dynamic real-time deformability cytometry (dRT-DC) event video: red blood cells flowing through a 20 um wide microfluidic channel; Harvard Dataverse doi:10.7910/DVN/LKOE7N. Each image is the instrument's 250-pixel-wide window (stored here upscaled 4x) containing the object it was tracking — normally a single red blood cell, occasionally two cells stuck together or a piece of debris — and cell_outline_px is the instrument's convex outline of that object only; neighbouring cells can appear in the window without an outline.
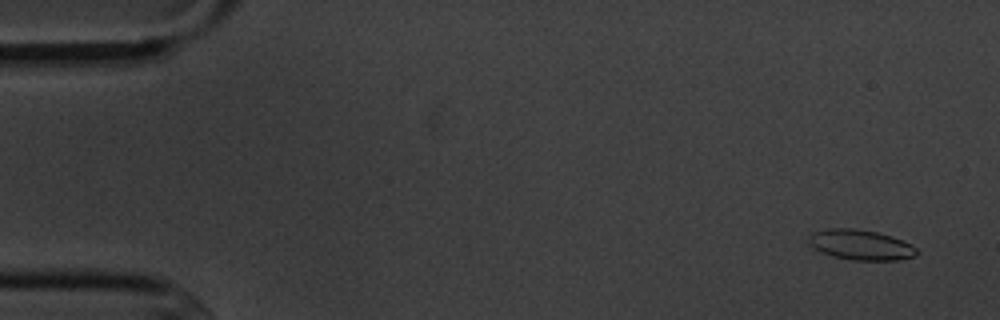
{"species": "common noctule bat (a hibernating species)", "species_latin": "Nyctalus noctula", "temperature_condition": "cold", "stored_images_in_passage": 6, "camera_frame_rate_fps": 3000, "um_per_image_px": 0.085, "animal": {"sex": "male", "body_mass_g": 20.1, "forearm_length_mm": 53.5}, "frame": {"image": 1, "passage_image": 1, "time_ms": 0.0, "image_size_px": [1000, 320], "cell_outline_px": [[920, 252], [916, 256], [896, 260], [852, 260], [832, 256], [820, 252], [808, 240], [808, 236], [812, 232], [828, 228], [856, 228], [876, 232], [892, 236], [912, 244]], "centroid_in_image_um": [73.18, 20.81], "position_along_channel_um": 11.8, "area_um2": 19.13}}
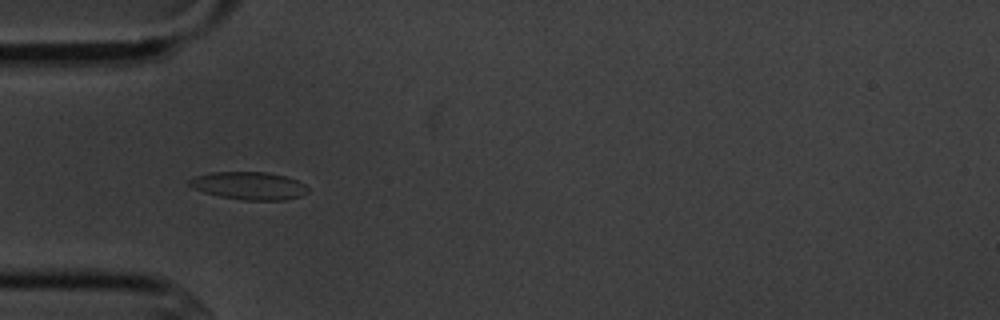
{"frame": {"image": 2, "passage_image": 5, "time_ms": 4.667, "image_size_px": [1000, 320], "cell_outline_px": [[308, 192], [300, 196], [284, 200], [244, 200], [220, 196], [204, 192], [192, 188], [188, 184], [188, 180], [196, 176], [212, 172], [268, 172], [284, 176], [296, 180], [304, 184], [308, 188]], "centroid_in_image_um": [21.15, 15.78], "position_along_channel_um": 63.8, "area_um2": 19.07}}
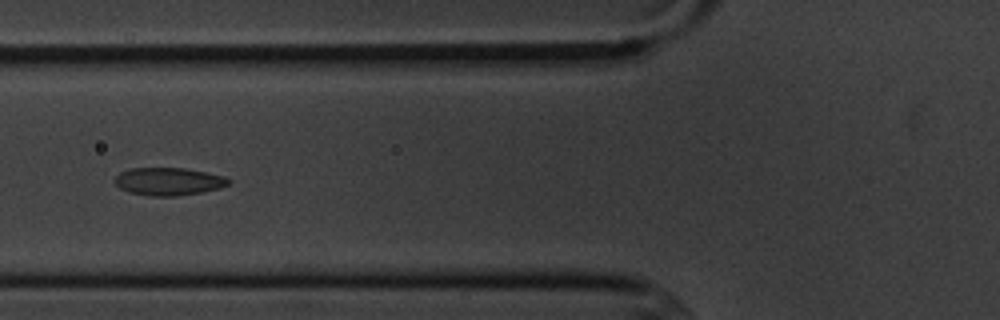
{"frame": {"image": 3, "passage_image": 6, "time_ms": 6.0, "image_size_px": [1000, 320], "cell_outline_px": [[232, 180], [228, 184], [220, 188], [200, 192], [176, 196], [148, 196], [128, 192], [120, 188], [112, 180], [120, 172], [128, 168], [184, 168], [224, 176]], "centroid_in_image_um": [14.28, 15.42], "position_along_channel_um": 111.5, "area_um2": 18.44}}